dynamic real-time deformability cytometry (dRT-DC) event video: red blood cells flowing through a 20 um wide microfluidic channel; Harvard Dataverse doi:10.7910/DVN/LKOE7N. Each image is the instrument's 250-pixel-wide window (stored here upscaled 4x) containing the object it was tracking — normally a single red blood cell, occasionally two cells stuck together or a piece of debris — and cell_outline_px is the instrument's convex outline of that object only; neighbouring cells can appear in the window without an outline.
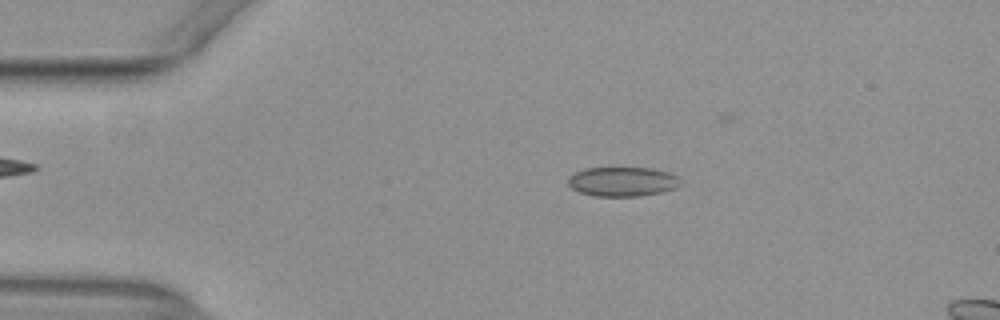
{"species": "common noctule bat (a hibernating species)", "species_latin": "Nyctalus noctula", "temperature_condition": "warm", "stored_images_in_passage": 12, "camera_frame_rate_fps": 3000, "um_per_image_px": 0.085, "animal": {"sex": "female", "body_mass_g": 29.2, "forearm_length_mm": 56.3}, "frame": {"image": 1, "passage_image": 6, "time_ms": 1.667, "image_size_px": [1000, 320], "cell_outline_px": [[680, 184], [676, 188], [660, 192], [640, 196], [592, 196], [580, 192], [572, 188], [568, 184], [568, 176], [584, 168], [652, 168], [668, 172], [676, 176], [680, 180]], "centroid_in_image_um": [52.89, 15.44], "position_along_channel_um": 32.1, "area_um2": 19.25}}